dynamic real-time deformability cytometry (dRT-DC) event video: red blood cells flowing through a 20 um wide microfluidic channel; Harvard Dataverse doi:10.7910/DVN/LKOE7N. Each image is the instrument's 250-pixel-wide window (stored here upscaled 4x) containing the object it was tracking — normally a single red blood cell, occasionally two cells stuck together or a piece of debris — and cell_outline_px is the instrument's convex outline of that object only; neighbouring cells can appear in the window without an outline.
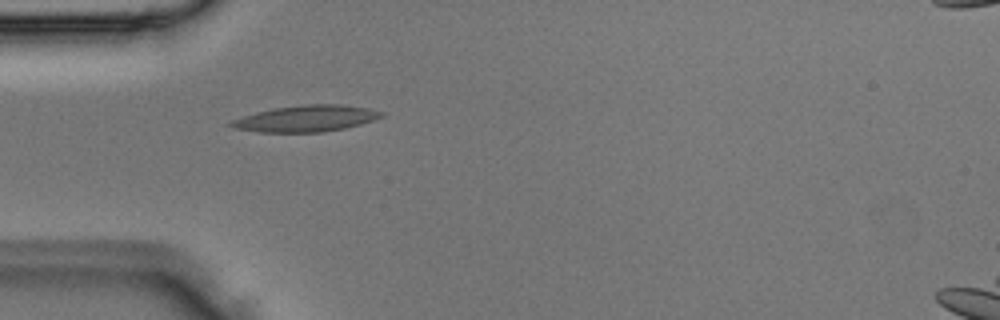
{"species": "Egyptian fruit bat (a non-hibernating species)", "species_latin": "Rousettus aegyptiacus", "temperature_condition": "room temperature", "stored_images_in_passage": 2, "camera_frame_rate_fps": 3000, "um_per_image_px": 0.085, "animal": {"sex": "male"}, "frame": {"image": 1, "passage_image": 1, "time_ms": 0.0, "image_size_px": [1000, 320], "cell_outline_px": [[384, 116], [360, 124], [344, 128], [320, 132], [260, 132], [236, 128], [228, 124], [232, 120], [256, 112], [272, 108], [304, 104], [344, 104], [368, 108], [384, 112]], "centroid_in_image_um": [26.04, 10.06], "position_along_channel_um": 59.0, "area_um2": 22.95}}